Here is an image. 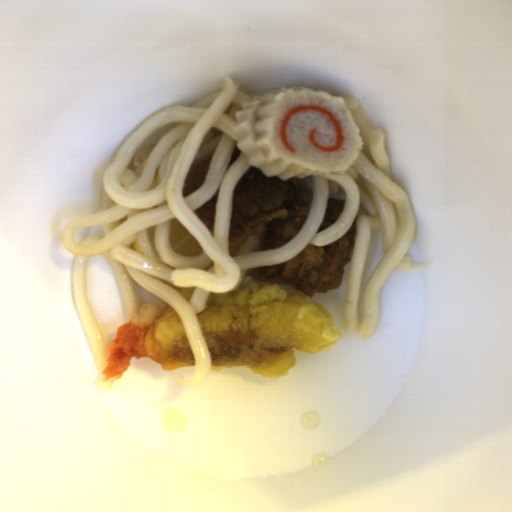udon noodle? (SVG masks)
<instances>
[{
  "mask_svg": "<svg viewBox=\"0 0 512 512\" xmlns=\"http://www.w3.org/2000/svg\"><path fill=\"white\" fill-rule=\"evenodd\" d=\"M279 89L242 92L228 76L221 79V90L192 106L168 105L153 113L122 141L107 167L100 189L102 209L64 228L61 243L74 255L71 294L96 367L99 391H112L115 377L104 380L102 373L110 355L109 342L88 299L91 256L105 257L114 270L126 324L142 308L135 283L177 311L195 357L196 373L176 378L187 385H197L216 372L197 317L205 309L206 297L210 292L237 291L249 269L286 263L307 244L326 247L343 236L357 216L343 304L345 334L360 332L369 339L380 322L378 295L393 270L421 271L432 263L412 262L406 256L414 239L411 201L391 179V158L381 128H373L360 100L351 97L343 101L363 142L353 165L342 173H311L301 179L313 186V203L300 230L286 243L258 250L260 241L253 232L238 244L236 255L230 254L234 187L251 167L240 151L226 171L238 148L236 113L247 100ZM211 157L203 184L183 197V181L191 164ZM218 188L215 226L209 230L192 210L208 202ZM328 198L346 199V206L332 225L317 233ZM171 218L193 234L202 247L201 255L188 258L171 248ZM155 225L161 261L153 255L145 234L146 228ZM137 238L144 255L132 245ZM148 273L175 286H196L189 303Z\"/></svg>",
  "mask_w": 512,
  "mask_h": 512,
  "instance_id": "obj_1",
  "label": "udon noodle"
}]
</instances>
